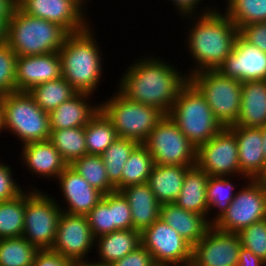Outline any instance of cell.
<instances>
[{
	"instance_id": "cell-53",
	"label": "cell",
	"mask_w": 266,
	"mask_h": 266,
	"mask_svg": "<svg viewBox=\"0 0 266 266\" xmlns=\"http://www.w3.org/2000/svg\"><path fill=\"white\" fill-rule=\"evenodd\" d=\"M184 264H185L184 266H198L192 260L188 261V262H185ZM178 266H179V264H178Z\"/></svg>"
},
{
	"instance_id": "cell-32",
	"label": "cell",
	"mask_w": 266,
	"mask_h": 266,
	"mask_svg": "<svg viewBox=\"0 0 266 266\" xmlns=\"http://www.w3.org/2000/svg\"><path fill=\"white\" fill-rule=\"evenodd\" d=\"M50 131L49 140L68 165L87 154L85 126Z\"/></svg>"
},
{
	"instance_id": "cell-35",
	"label": "cell",
	"mask_w": 266,
	"mask_h": 266,
	"mask_svg": "<svg viewBox=\"0 0 266 266\" xmlns=\"http://www.w3.org/2000/svg\"><path fill=\"white\" fill-rule=\"evenodd\" d=\"M153 165V157L143 144H139L125 162L122 171V188L147 183Z\"/></svg>"
},
{
	"instance_id": "cell-13",
	"label": "cell",
	"mask_w": 266,
	"mask_h": 266,
	"mask_svg": "<svg viewBox=\"0 0 266 266\" xmlns=\"http://www.w3.org/2000/svg\"><path fill=\"white\" fill-rule=\"evenodd\" d=\"M196 165L209 176L240 174L235 134L228 127H223L209 141L200 145L196 152Z\"/></svg>"
},
{
	"instance_id": "cell-4",
	"label": "cell",
	"mask_w": 266,
	"mask_h": 266,
	"mask_svg": "<svg viewBox=\"0 0 266 266\" xmlns=\"http://www.w3.org/2000/svg\"><path fill=\"white\" fill-rule=\"evenodd\" d=\"M69 33L57 23L33 17L18 6L7 25V45L17 56L58 52Z\"/></svg>"
},
{
	"instance_id": "cell-44",
	"label": "cell",
	"mask_w": 266,
	"mask_h": 266,
	"mask_svg": "<svg viewBox=\"0 0 266 266\" xmlns=\"http://www.w3.org/2000/svg\"><path fill=\"white\" fill-rule=\"evenodd\" d=\"M22 193L23 191L12 179L10 167L0 163V202L12 200Z\"/></svg>"
},
{
	"instance_id": "cell-19",
	"label": "cell",
	"mask_w": 266,
	"mask_h": 266,
	"mask_svg": "<svg viewBox=\"0 0 266 266\" xmlns=\"http://www.w3.org/2000/svg\"><path fill=\"white\" fill-rule=\"evenodd\" d=\"M69 210L68 214L87 215L101 200L103 193L92 187L78 172L68 165L58 176Z\"/></svg>"
},
{
	"instance_id": "cell-36",
	"label": "cell",
	"mask_w": 266,
	"mask_h": 266,
	"mask_svg": "<svg viewBox=\"0 0 266 266\" xmlns=\"http://www.w3.org/2000/svg\"><path fill=\"white\" fill-rule=\"evenodd\" d=\"M37 252L23 237L0 239V266H32Z\"/></svg>"
},
{
	"instance_id": "cell-16",
	"label": "cell",
	"mask_w": 266,
	"mask_h": 266,
	"mask_svg": "<svg viewBox=\"0 0 266 266\" xmlns=\"http://www.w3.org/2000/svg\"><path fill=\"white\" fill-rule=\"evenodd\" d=\"M84 0H17L26 14L57 23L68 33L83 31L88 25L82 15Z\"/></svg>"
},
{
	"instance_id": "cell-23",
	"label": "cell",
	"mask_w": 266,
	"mask_h": 266,
	"mask_svg": "<svg viewBox=\"0 0 266 266\" xmlns=\"http://www.w3.org/2000/svg\"><path fill=\"white\" fill-rule=\"evenodd\" d=\"M266 125V80L242 83L240 115L234 125L261 128Z\"/></svg>"
},
{
	"instance_id": "cell-26",
	"label": "cell",
	"mask_w": 266,
	"mask_h": 266,
	"mask_svg": "<svg viewBox=\"0 0 266 266\" xmlns=\"http://www.w3.org/2000/svg\"><path fill=\"white\" fill-rule=\"evenodd\" d=\"M191 166L154 164L148 184L160 204L174 203L183 187L184 176Z\"/></svg>"
},
{
	"instance_id": "cell-18",
	"label": "cell",
	"mask_w": 266,
	"mask_h": 266,
	"mask_svg": "<svg viewBox=\"0 0 266 266\" xmlns=\"http://www.w3.org/2000/svg\"><path fill=\"white\" fill-rule=\"evenodd\" d=\"M15 70V91L28 92L37 85L62 76L59 52L17 56Z\"/></svg>"
},
{
	"instance_id": "cell-27",
	"label": "cell",
	"mask_w": 266,
	"mask_h": 266,
	"mask_svg": "<svg viewBox=\"0 0 266 266\" xmlns=\"http://www.w3.org/2000/svg\"><path fill=\"white\" fill-rule=\"evenodd\" d=\"M209 175L197 165L191 166L184 176L183 187L175 204L186 211L207 215L210 211L207 202Z\"/></svg>"
},
{
	"instance_id": "cell-11",
	"label": "cell",
	"mask_w": 266,
	"mask_h": 266,
	"mask_svg": "<svg viewBox=\"0 0 266 266\" xmlns=\"http://www.w3.org/2000/svg\"><path fill=\"white\" fill-rule=\"evenodd\" d=\"M266 219V190L256 179L235 194L230 206L212 225L221 231L239 233L247 226Z\"/></svg>"
},
{
	"instance_id": "cell-7",
	"label": "cell",
	"mask_w": 266,
	"mask_h": 266,
	"mask_svg": "<svg viewBox=\"0 0 266 266\" xmlns=\"http://www.w3.org/2000/svg\"><path fill=\"white\" fill-rule=\"evenodd\" d=\"M189 81L204 96L215 118L224 126L234 125L240 115L242 82L218 70H202L189 75Z\"/></svg>"
},
{
	"instance_id": "cell-50",
	"label": "cell",
	"mask_w": 266,
	"mask_h": 266,
	"mask_svg": "<svg viewBox=\"0 0 266 266\" xmlns=\"http://www.w3.org/2000/svg\"><path fill=\"white\" fill-rule=\"evenodd\" d=\"M8 23L0 18V43L6 42Z\"/></svg>"
},
{
	"instance_id": "cell-31",
	"label": "cell",
	"mask_w": 266,
	"mask_h": 266,
	"mask_svg": "<svg viewBox=\"0 0 266 266\" xmlns=\"http://www.w3.org/2000/svg\"><path fill=\"white\" fill-rule=\"evenodd\" d=\"M28 93L43 111L49 113L73 97L77 91L61 76L35 86Z\"/></svg>"
},
{
	"instance_id": "cell-33",
	"label": "cell",
	"mask_w": 266,
	"mask_h": 266,
	"mask_svg": "<svg viewBox=\"0 0 266 266\" xmlns=\"http://www.w3.org/2000/svg\"><path fill=\"white\" fill-rule=\"evenodd\" d=\"M70 166L92 187L103 194L116 191L108 180L107 171L100 155L86 154L75 160Z\"/></svg>"
},
{
	"instance_id": "cell-40",
	"label": "cell",
	"mask_w": 266,
	"mask_h": 266,
	"mask_svg": "<svg viewBox=\"0 0 266 266\" xmlns=\"http://www.w3.org/2000/svg\"><path fill=\"white\" fill-rule=\"evenodd\" d=\"M95 238L114 232L111 210H109V193L86 215Z\"/></svg>"
},
{
	"instance_id": "cell-29",
	"label": "cell",
	"mask_w": 266,
	"mask_h": 266,
	"mask_svg": "<svg viewBox=\"0 0 266 266\" xmlns=\"http://www.w3.org/2000/svg\"><path fill=\"white\" fill-rule=\"evenodd\" d=\"M117 138L111 120L101 109L85 125L87 154L101 155Z\"/></svg>"
},
{
	"instance_id": "cell-43",
	"label": "cell",
	"mask_w": 266,
	"mask_h": 266,
	"mask_svg": "<svg viewBox=\"0 0 266 266\" xmlns=\"http://www.w3.org/2000/svg\"><path fill=\"white\" fill-rule=\"evenodd\" d=\"M239 34L250 44L266 52V22H257L243 26Z\"/></svg>"
},
{
	"instance_id": "cell-17",
	"label": "cell",
	"mask_w": 266,
	"mask_h": 266,
	"mask_svg": "<svg viewBox=\"0 0 266 266\" xmlns=\"http://www.w3.org/2000/svg\"><path fill=\"white\" fill-rule=\"evenodd\" d=\"M240 82L266 80V52L248 43L240 34L232 52L217 69Z\"/></svg>"
},
{
	"instance_id": "cell-3",
	"label": "cell",
	"mask_w": 266,
	"mask_h": 266,
	"mask_svg": "<svg viewBox=\"0 0 266 266\" xmlns=\"http://www.w3.org/2000/svg\"><path fill=\"white\" fill-rule=\"evenodd\" d=\"M89 28L69 33L58 52L62 76L77 92L92 94L102 74V55Z\"/></svg>"
},
{
	"instance_id": "cell-47",
	"label": "cell",
	"mask_w": 266,
	"mask_h": 266,
	"mask_svg": "<svg viewBox=\"0 0 266 266\" xmlns=\"http://www.w3.org/2000/svg\"><path fill=\"white\" fill-rule=\"evenodd\" d=\"M266 263L256 256L252 251L241 247L239 259L236 266H265Z\"/></svg>"
},
{
	"instance_id": "cell-9",
	"label": "cell",
	"mask_w": 266,
	"mask_h": 266,
	"mask_svg": "<svg viewBox=\"0 0 266 266\" xmlns=\"http://www.w3.org/2000/svg\"><path fill=\"white\" fill-rule=\"evenodd\" d=\"M143 145L159 165H196V147L169 115L156 124Z\"/></svg>"
},
{
	"instance_id": "cell-14",
	"label": "cell",
	"mask_w": 266,
	"mask_h": 266,
	"mask_svg": "<svg viewBox=\"0 0 266 266\" xmlns=\"http://www.w3.org/2000/svg\"><path fill=\"white\" fill-rule=\"evenodd\" d=\"M95 243L87 216L62 211L51 250L71 260L76 266L89 264L84 257Z\"/></svg>"
},
{
	"instance_id": "cell-28",
	"label": "cell",
	"mask_w": 266,
	"mask_h": 266,
	"mask_svg": "<svg viewBox=\"0 0 266 266\" xmlns=\"http://www.w3.org/2000/svg\"><path fill=\"white\" fill-rule=\"evenodd\" d=\"M95 239L98 241V252L101 262H93L91 264L109 266L114 261L122 259L128 253L136 250L141 245V232L135 229H118Z\"/></svg>"
},
{
	"instance_id": "cell-30",
	"label": "cell",
	"mask_w": 266,
	"mask_h": 266,
	"mask_svg": "<svg viewBox=\"0 0 266 266\" xmlns=\"http://www.w3.org/2000/svg\"><path fill=\"white\" fill-rule=\"evenodd\" d=\"M138 145L139 143L134 140L118 137L100 155L107 171L108 180L116 191L122 189V171L125 162Z\"/></svg>"
},
{
	"instance_id": "cell-1",
	"label": "cell",
	"mask_w": 266,
	"mask_h": 266,
	"mask_svg": "<svg viewBox=\"0 0 266 266\" xmlns=\"http://www.w3.org/2000/svg\"><path fill=\"white\" fill-rule=\"evenodd\" d=\"M120 80L119 92L133 102L153 106L164 115L172 109L179 91L189 76L179 75L177 69L157 59L139 60L130 66Z\"/></svg>"
},
{
	"instance_id": "cell-12",
	"label": "cell",
	"mask_w": 266,
	"mask_h": 266,
	"mask_svg": "<svg viewBox=\"0 0 266 266\" xmlns=\"http://www.w3.org/2000/svg\"><path fill=\"white\" fill-rule=\"evenodd\" d=\"M141 245L158 266L183 265L192 258V245L160 218L141 232Z\"/></svg>"
},
{
	"instance_id": "cell-46",
	"label": "cell",
	"mask_w": 266,
	"mask_h": 266,
	"mask_svg": "<svg viewBox=\"0 0 266 266\" xmlns=\"http://www.w3.org/2000/svg\"><path fill=\"white\" fill-rule=\"evenodd\" d=\"M32 266H76L71 260L51 249L38 250Z\"/></svg>"
},
{
	"instance_id": "cell-37",
	"label": "cell",
	"mask_w": 266,
	"mask_h": 266,
	"mask_svg": "<svg viewBox=\"0 0 266 266\" xmlns=\"http://www.w3.org/2000/svg\"><path fill=\"white\" fill-rule=\"evenodd\" d=\"M225 14L240 30L243 26L266 22V0H228Z\"/></svg>"
},
{
	"instance_id": "cell-8",
	"label": "cell",
	"mask_w": 266,
	"mask_h": 266,
	"mask_svg": "<svg viewBox=\"0 0 266 266\" xmlns=\"http://www.w3.org/2000/svg\"><path fill=\"white\" fill-rule=\"evenodd\" d=\"M120 138L143 144L164 114L153 106L133 102L118 92L100 104Z\"/></svg>"
},
{
	"instance_id": "cell-24",
	"label": "cell",
	"mask_w": 266,
	"mask_h": 266,
	"mask_svg": "<svg viewBox=\"0 0 266 266\" xmlns=\"http://www.w3.org/2000/svg\"><path fill=\"white\" fill-rule=\"evenodd\" d=\"M22 148L23 161L37 175L57 179L68 166L50 140L31 142Z\"/></svg>"
},
{
	"instance_id": "cell-15",
	"label": "cell",
	"mask_w": 266,
	"mask_h": 266,
	"mask_svg": "<svg viewBox=\"0 0 266 266\" xmlns=\"http://www.w3.org/2000/svg\"><path fill=\"white\" fill-rule=\"evenodd\" d=\"M241 247L238 233L224 232L212 225L192 246L191 260L198 266H236Z\"/></svg>"
},
{
	"instance_id": "cell-39",
	"label": "cell",
	"mask_w": 266,
	"mask_h": 266,
	"mask_svg": "<svg viewBox=\"0 0 266 266\" xmlns=\"http://www.w3.org/2000/svg\"><path fill=\"white\" fill-rule=\"evenodd\" d=\"M238 235L242 247L252 251L266 263V219L247 226Z\"/></svg>"
},
{
	"instance_id": "cell-5",
	"label": "cell",
	"mask_w": 266,
	"mask_h": 266,
	"mask_svg": "<svg viewBox=\"0 0 266 266\" xmlns=\"http://www.w3.org/2000/svg\"><path fill=\"white\" fill-rule=\"evenodd\" d=\"M168 115L196 149L224 127L215 118L204 96L190 81L179 91Z\"/></svg>"
},
{
	"instance_id": "cell-52",
	"label": "cell",
	"mask_w": 266,
	"mask_h": 266,
	"mask_svg": "<svg viewBox=\"0 0 266 266\" xmlns=\"http://www.w3.org/2000/svg\"><path fill=\"white\" fill-rule=\"evenodd\" d=\"M261 131H262V135H263L262 148H263L264 156L266 158V125H264L263 127H261Z\"/></svg>"
},
{
	"instance_id": "cell-2",
	"label": "cell",
	"mask_w": 266,
	"mask_h": 266,
	"mask_svg": "<svg viewBox=\"0 0 266 266\" xmlns=\"http://www.w3.org/2000/svg\"><path fill=\"white\" fill-rule=\"evenodd\" d=\"M197 21L188 35V45L191 55L200 65L191 74L202 70H217L232 52L239 36V29L231 19L215 9L205 12Z\"/></svg>"
},
{
	"instance_id": "cell-20",
	"label": "cell",
	"mask_w": 266,
	"mask_h": 266,
	"mask_svg": "<svg viewBox=\"0 0 266 266\" xmlns=\"http://www.w3.org/2000/svg\"><path fill=\"white\" fill-rule=\"evenodd\" d=\"M237 139L240 173L246 178L257 179L266 165L263 153L261 128L243 126L228 127Z\"/></svg>"
},
{
	"instance_id": "cell-34",
	"label": "cell",
	"mask_w": 266,
	"mask_h": 266,
	"mask_svg": "<svg viewBox=\"0 0 266 266\" xmlns=\"http://www.w3.org/2000/svg\"><path fill=\"white\" fill-rule=\"evenodd\" d=\"M25 192L0 202V239L22 237L25 216Z\"/></svg>"
},
{
	"instance_id": "cell-42",
	"label": "cell",
	"mask_w": 266,
	"mask_h": 266,
	"mask_svg": "<svg viewBox=\"0 0 266 266\" xmlns=\"http://www.w3.org/2000/svg\"><path fill=\"white\" fill-rule=\"evenodd\" d=\"M109 210H111L112 224L115 230L133 229L130 205L120 191L109 193Z\"/></svg>"
},
{
	"instance_id": "cell-55",
	"label": "cell",
	"mask_w": 266,
	"mask_h": 266,
	"mask_svg": "<svg viewBox=\"0 0 266 266\" xmlns=\"http://www.w3.org/2000/svg\"><path fill=\"white\" fill-rule=\"evenodd\" d=\"M85 266H97V265H92V264L89 263V264H87V265H85Z\"/></svg>"
},
{
	"instance_id": "cell-21",
	"label": "cell",
	"mask_w": 266,
	"mask_h": 266,
	"mask_svg": "<svg viewBox=\"0 0 266 266\" xmlns=\"http://www.w3.org/2000/svg\"><path fill=\"white\" fill-rule=\"evenodd\" d=\"M120 192L130 205L133 229L142 232L160 218L161 204L148 183L130 185Z\"/></svg>"
},
{
	"instance_id": "cell-38",
	"label": "cell",
	"mask_w": 266,
	"mask_h": 266,
	"mask_svg": "<svg viewBox=\"0 0 266 266\" xmlns=\"http://www.w3.org/2000/svg\"><path fill=\"white\" fill-rule=\"evenodd\" d=\"M234 187L228 178L210 176L207 183V202L208 208L217 207L220 210L216 218L211 221L214 223L221 217L233 201L235 194L232 193ZM212 206V207H211Z\"/></svg>"
},
{
	"instance_id": "cell-54",
	"label": "cell",
	"mask_w": 266,
	"mask_h": 266,
	"mask_svg": "<svg viewBox=\"0 0 266 266\" xmlns=\"http://www.w3.org/2000/svg\"><path fill=\"white\" fill-rule=\"evenodd\" d=\"M2 130V116H1V104H0V132Z\"/></svg>"
},
{
	"instance_id": "cell-22",
	"label": "cell",
	"mask_w": 266,
	"mask_h": 266,
	"mask_svg": "<svg viewBox=\"0 0 266 266\" xmlns=\"http://www.w3.org/2000/svg\"><path fill=\"white\" fill-rule=\"evenodd\" d=\"M204 215L184 210L175 203L161 204L160 219L171 226L192 246L198 243L212 226Z\"/></svg>"
},
{
	"instance_id": "cell-10",
	"label": "cell",
	"mask_w": 266,
	"mask_h": 266,
	"mask_svg": "<svg viewBox=\"0 0 266 266\" xmlns=\"http://www.w3.org/2000/svg\"><path fill=\"white\" fill-rule=\"evenodd\" d=\"M28 194V195H27ZM25 193V216L22 237L38 250L51 249L62 209L51 197L34 190Z\"/></svg>"
},
{
	"instance_id": "cell-45",
	"label": "cell",
	"mask_w": 266,
	"mask_h": 266,
	"mask_svg": "<svg viewBox=\"0 0 266 266\" xmlns=\"http://www.w3.org/2000/svg\"><path fill=\"white\" fill-rule=\"evenodd\" d=\"M109 266H158L150 252L140 245L136 250L128 253L122 259L114 261Z\"/></svg>"
},
{
	"instance_id": "cell-51",
	"label": "cell",
	"mask_w": 266,
	"mask_h": 266,
	"mask_svg": "<svg viewBox=\"0 0 266 266\" xmlns=\"http://www.w3.org/2000/svg\"><path fill=\"white\" fill-rule=\"evenodd\" d=\"M256 180L266 190V165L263 169V172L257 177Z\"/></svg>"
},
{
	"instance_id": "cell-41",
	"label": "cell",
	"mask_w": 266,
	"mask_h": 266,
	"mask_svg": "<svg viewBox=\"0 0 266 266\" xmlns=\"http://www.w3.org/2000/svg\"><path fill=\"white\" fill-rule=\"evenodd\" d=\"M16 59L17 54L7 43H0V97L15 91Z\"/></svg>"
},
{
	"instance_id": "cell-6",
	"label": "cell",
	"mask_w": 266,
	"mask_h": 266,
	"mask_svg": "<svg viewBox=\"0 0 266 266\" xmlns=\"http://www.w3.org/2000/svg\"><path fill=\"white\" fill-rule=\"evenodd\" d=\"M2 129L8 128L23 145L50 139L49 115L25 91H14L0 97Z\"/></svg>"
},
{
	"instance_id": "cell-49",
	"label": "cell",
	"mask_w": 266,
	"mask_h": 266,
	"mask_svg": "<svg viewBox=\"0 0 266 266\" xmlns=\"http://www.w3.org/2000/svg\"><path fill=\"white\" fill-rule=\"evenodd\" d=\"M172 2H174V4L177 6L179 12L181 11V13L186 16L189 14L192 15V13H194L193 10H195L194 8H196L197 3H199V1L201 0H171Z\"/></svg>"
},
{
	"instance_id": "cell-48",
	"label": "cell",
	"mask_w": 266,
	"mask_h": 266,
	"mask_svg": "<svg viewBox=\"0 0 266 266\" xmlns=\"http://www.w3.org/2000/svg\"><path fill=\"white\" fill-rule=\"evenodd\" d=\"M16 6L17 0H0V18L8 23Z\"/></svg>"
},
{
	"instance_id": "cell-25",
	"label": "cell",
	"mask_w": 266,
	"mask_h": 266,
	"mask_svg": "<svg viewBox=\"0 0 266 266\" xmlns=\"http://www.w3.org/2000/svg\"><path fill=\"white\" fill-rule=\"evenodd\" d=\"M87 96L91 95L77 92L69 100L50 111L48 113L50 130L85 126L100 109V106L90 107L85 101Z\"/></svg>"
}]
</instances>
